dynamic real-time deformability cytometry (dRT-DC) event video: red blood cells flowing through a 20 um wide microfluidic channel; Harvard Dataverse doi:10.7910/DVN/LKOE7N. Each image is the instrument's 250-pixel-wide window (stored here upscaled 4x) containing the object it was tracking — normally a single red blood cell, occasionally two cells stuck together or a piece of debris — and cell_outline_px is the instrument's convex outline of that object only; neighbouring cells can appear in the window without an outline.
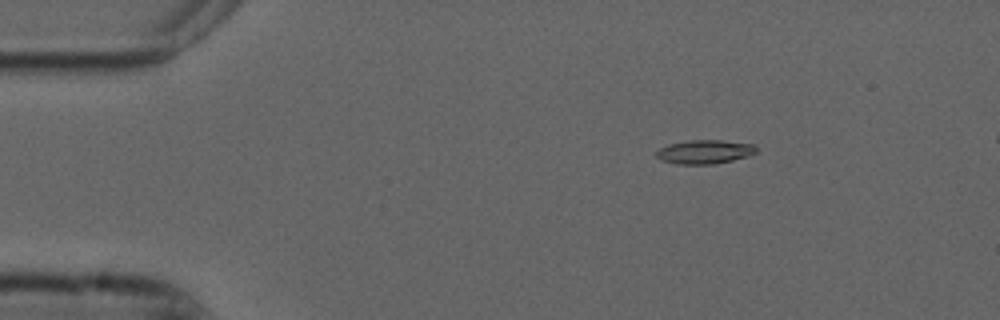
{"species": "common noctule bat (a hibernating species)", "species_latin": "Nyctalus noctula", "temperature_condition": "cold", "stored_images_in_passage": 32, "camera_frame_rate_fps": 3000, "um_per_image_px": 0.085, "animal": {"sex": "male", "forearm_length_mm": 52.5}, "frame": {"image": 1, "passage_image": 9, "time_ms": 2.667, "image_size_px": [1000, 320], "cell_outline_px": [[756, 152], [748, 156], [732, 160], [712, 164], [676, 164], [660, 160], [656, 156], [656, 152], [660, 148], [668, 144], [692, 140], [724, 140], [756, 144]], "centroid_in_image_um": [59.9, 12.9], "position_along_channel_um": 25.1, "area_um2": 13.93}}
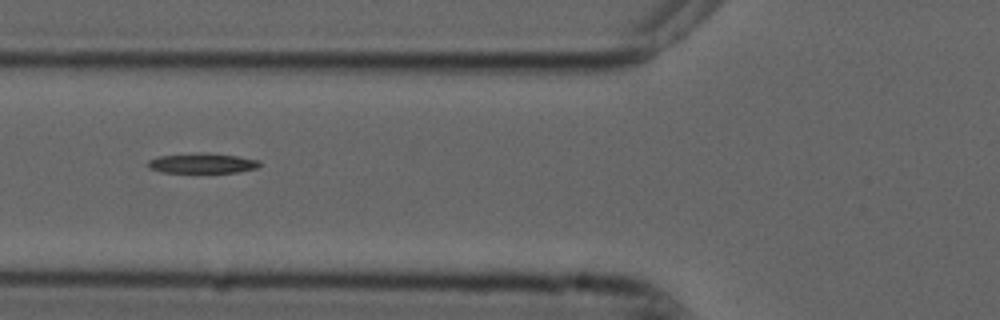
{"frame": {"image": 2, "passage_image": 21, "time_ms": 6.667, "image_size_px": [1000, 320], "cell_outline_px": [[260, 164], [256, 168], [236, 172], [164, 172], [152, 168], [148, 164], [148, 160], [156, 156], [208, 152], [236, 156], [260, 160]], "centroid_in_image_um": [17.21, 13.86], "position_along_channel_um": 108.6, "area_um2": 12.83}}
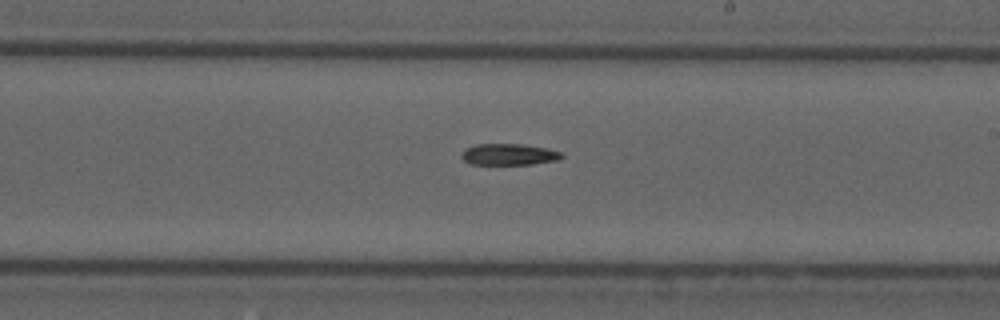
{"frame": {"image": 3, "passage_image": 32, "time_ms": 10.333, "image_size_px": [1000, 320], "cell_outline_px": [[564, 156], [556, 160], [532, 164], [468, 164], [460, 156], [464, 148], [476, 144], [520, 144], [544, 148], [560, 152]], "centroid_in_image_um": [43.18, 13.12], "position_along_channel_um": 245.8, "area_um2": 12.37}}